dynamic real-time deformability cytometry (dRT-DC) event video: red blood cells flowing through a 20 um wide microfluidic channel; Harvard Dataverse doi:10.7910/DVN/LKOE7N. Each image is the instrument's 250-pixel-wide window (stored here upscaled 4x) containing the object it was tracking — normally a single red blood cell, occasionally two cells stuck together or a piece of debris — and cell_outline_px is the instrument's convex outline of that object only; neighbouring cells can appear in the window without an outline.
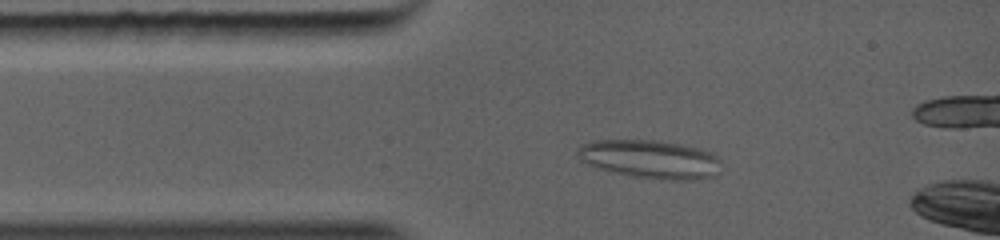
{"species": "common noctule bat (a hibernating species)", "species_latin": "Nyctalus noctula", "temperature_condition": "warm", "stored_images_in_passage": 21, "segment_of_instrument_passage": [1, 2], "camera_frame_rate_fps": 5000, "um_per_image_px": 0.085, "animal": {"sex": "female", "body_mass_g": 19.0, "forearm_length_mm": 56.7}, "frame": {"image": 1, "passage_image": 3, "time_ms": 1.4, "image_size_px": [1000, 240], "cell_outline_px": [[724, 164], [720, 172], [716, 176], [700, 180], [664, 180], [632, 176], [596, 168], [580, 160], [576, 156], [576, 148], [580, 144], [604, 140], [632, 140], [680, 144], [700, 148], [716, 152], [724, 160]], "centroid_in_image_um": [55.38, 13.56], "position_along_channel_um": 29.6, "area_um2": 32.83}}